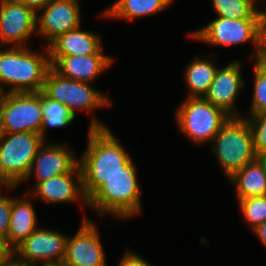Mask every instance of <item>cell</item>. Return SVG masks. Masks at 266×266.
<instances>
[{
    "mask_svg": "<svg viewBox=\"0 0 266 266\" xmlns=\"http://www.w3.org/2000/svg\"><path fill=\"white\" fill-rule=\"evenodd\" d=\"M87 132V148L79 157L82 187L87 200L133 159L113 131L94 115Z\"/></svg>",
    "mask_w": 266,
    "mask_h": 266,
    "instance_id": "obj_1",
    "label": "cell"
},
{
    "mask_svg": "<svg viewBox=\"0 0 266 266\" xmlns=\"http://www.w3.org/2000/svg\"><path fill=\"white\" fill-rule=\"evenodd\" d=\"M50 68L49 50L45 45L42 53L30 46L1 48L0 94L42 91ZM5 86L10 88L6 91Z\"/></svg>",
    "mask_w": 266,
    "mask_h": 266,
    "instance_id": "obj_2",
    "label": "cell"
},
{
    "mask_svg": "<svg viewBox=\"0 0 266 266\" xmlns=\"http://www.w3.org/2000/svg\"><path fill=\"white\" fill-rule=\"evenodd\" d=\"M137 165L132 160L122 172L115 174L88 199L87 208L120 220L136 217L142 211V190L138 183Z\"/></svg>",
    "mask_w": 266,
    "mask_h": 266,
    "instance_id": "obj_3",
    "label": "cell"
},
{
    "mask_svg": "<svg viewBox=\"0 0 266 266\" xmlns=\"http://www.w3.org/2000/svg\"><path fill=\"white\" fill-rule=\"evenodd\" d=\"M189 39L219 47H236L251 43L249 61L256 59L266 40V19H226L215 17L207 25L187 34ZM251 58V59H250Z\"/></svg>",
    "mask_w": 266,
    "mask_h": 266,
    "instance_id": "obj_4",
    "label": "cell"
},
{
    "mask_svg": "<svg viewBox=\"0 0 266 266\" xmlns=\"http://www.w3.org/2000/svg\"><path fill=\"white\" fill-rule=\"evenodd\" d=\"M210 147L227 179L257 158L252 131L243 116L230 117L215 135Z\"/></svg>",
    "mask_w": 266,
    "mask_h": 266,
    "instance_id": "obj_5",
    "label": "cell"
},
{
    "mask_svg": "<svg viewBox=\"0 0 266 266\" xmlns=\"http://www.w3.org/2000/svg\"><path fill=\"white\" fill-rule=\"evenodd\" d=\"M184 99L175 109L174 118L178 131L193 144H210L230 116L205 98Z\"/></svg>",
    "mask_w": 266,
    "mask_h": 266,
    "instance_id": "obj_6",
    "label": "cell"
},
{
    "mask_svg": "<svg viewBox=\"0 0 266 266\" xmlns=\"http://www.w3.org/2000/svg\"><path fill=\"white\" fill-rule=\"evenodd\" d=\"M45 141L33 132L2 133L0 137V185L20 186Z\"/></svg>",
    "mask_w": 266,
    "mask_h": 266,
    "instance_id": "obj_7",
    "label": "cell"
},
{
    "mask_svg": "<svg viewBox=\"0 0 266 266\" xmlns=\"http://www.w3.org/2000/svg\"><path fill=\"white\" fill-rule=\"evenodd\" d=\"M42 91L49 98L64 103L75 117L79 110L90 113L113 104L106 93L96 90L93 84L62 77L52 68L46 74Z\"/></svg>",
    "mask_w": 266,
    "mask_h": 266,
    "instance_id": "obj_8",
    "label": "cell"
},
{
    "mask_svg": "<svg viewBox=\"0 0 266 266\" xmlns=\"http://www.w3.org/2000/svg\"><path fill=\"white\" fill-rule=\"evenodd\" d=\"M0 124L2 133L40 134L42 91L0 94Z\"/></svg>",
    "mask_w": 266,
    "mask_h": 266,
    "instance_id": "obj_9",
    "label": "cell"
},
{
    "mask_svg": "<svg viewBox=\"0 0 266 266\" xmlns=\"http://www.w3.org/2000/svg\"><path fill=\"white\" fill-rule=\"evenodd\" d=\"M67 235L40 225L14 249L26 266H61L65 258Z\"/></svg>",
    "mask_w": 266,
    "mask_h": 266,
    "instance_id": "obj_10",
    "label": "cell"
},
{
    "mask_svg": "<svg viewBox=\"0 0 266 266\" xmlns=\"http://www.w3.org/2000/svg\"><path fill=\"white\" fill-rule=\"evenodd\" d=\"M37 13L18 0H0V47H27L37 34ZM27 44V45H26Z\"/></svg>",
    "mask_w": 266,
    "mask_h": 266,
    "instance_id": "obj_11",
    "label": "cell"
},
{
    "mask_svg": "<svg viewBox=\"0 0 266 266\" xmlns=\"http://www.w3.org/2000/svg\"><path fill=\"white\" fill-rule=\"evenodd\" d=\"M98 227L86 215L76 234L67 235L65 258L61 266H107Z\"/></svg>",
    "mask_w": 266,
    "mask_h": 266,
    "instance_id": "obj_12",
    "label": "cell"
},
{
    "mask_svg": "<svg viewBox=\"0 0 266 266\" xmlns=\"http://www.w3.org/2000/svg\"><path fill=\"white\" fill-rule=\"evenodd\" d=\"M241 60H234L222 67H218L215 77L205 95V99L214 106L222 109L230 117H242L237 112L236 102L243 90L245 80L242 77Z\"/></svg>",
    "mask_w": 266,
    "mask_h": 266,
    "instance_id": "obj_13",
    "label": "cell"
},
{
    "mask_svg": "<svg viewBox=\"0 0 266 266\" xmlns=\"http://www.w3.org/2000/svg\"><path fill=\"white\" fill-rule=\"evenodd\" d=\"M79 0H53L37 12V34L45 37L48 46L59 35L82 24Z\"/></svg>",
    "mask_w": 266,
    "mask_h": 266,
    "instance_id": "obj_14",
    "label": "cell"
},
{
    "mask_svg": "<svg viewBox=\"0 0 266 266\" xmlns=\"http://www.w3.org/2000/svg\"><path fill=\"white\" fill-rule=\"evenodd\" d=\"M31 197L47 204H72L78 202L81 208L88 206L82 187V172L78 165L71 173L61 174L42 182L26 191Z\"/></svg>",
    "mask_w": 266,
    "mask_h": 266,
    "instance_id": "obj_15",
    "label": "cell"
},
{
    "mask_svg": "<svg viewBox=\"0 0 266 266\" xmlns=\"http://www.w3.org/2000/svg\"><path fill=\"white\" fill-rule=\"evenodd\" d=\"M79 165V159L73 149L67 145L47 143L45 141L38 149L29 174L23 182L34 177V187L49 178L71 173Z\"/></svg>",
    "mask_w": 266,
    "mask_h": 266,
    "instance_id": "obj_16",
    "label": "cell"
},
{
    "mask_svg": "<svg viewBox=\"0 0 266 266\" xmlns=\"http://www.w3.org/2000/svg\"><path fill=\"white\" fill-rule=\"evenodd\" d=\"M102 49L84 56H49L51 68L62 77L93 84L114 62V58L104 54Z\"/></svg>",
    "mask_w": 266,
    "mask_h": 266,
    "instance_id": "obj_17",
    "label": "cell"
},
{
    "mask_svg": "<svg viewBox=\"0 0 266 266\" xmlns=\"http://www.w3.org/2000/svg\"><path fill=\"white\" fill-rule=\"evenodd\" d=\"M23 196H13L9 232L6 242L14 250L29 235H31L38 226L37 213L34 208V202L31 195L27 192ZM31 199V200H30Z\"/></svg>",
    "mask_w": 266,
    "mask_h": 266,
    "instance_id": "obj_18",
    "label": "cell"
},
{
    "mask_svg": "<svg viewBox=\"0 0 266 266\" xmlns=\"http://www.w3.org/2000/svg\"><path fill=\"white\" fill-rule=\"evenodd\" d=\"M81 27L54 39L47 46L49 56H84L97 53L102 48L101 36L94 31L82 30Z\"/></svg>",
    "mask_w": 266,
    "mask_h": 266,
    "instance_id": "obj_19",
    "label": "cell"
},
{
    "mask_svg": "<svg viewBox=\"0 0 266 266\" xmlns=\"http://www.w3.org/2000/svg\"><path fill=\"white\" fill-rule=\"evenodd\" d=\"M237 199L266 195V158H256L230 178Z\"/></svg>",
    "mask_w": 266,
    "mask_h": 266,
    "instance_id": "obj_20",
    "label": "cell"
},
{
    "mask_svg": "<svg viewBox=\"0 0 266 266\" xmlns=\"http://www.w3.org/2000/svg\"><path fill=\"white\" fill-rule=\"evenodd\" d=\"M215 56L214 52L204 58L196 55L195 59L187 64L183 74L188 88L186 97H205L219 67L216 66Z\"/></svg>",
    "mask_w": 266,
    "mask_h": 266,
    "instance_id": "obj_21",
    "label": "cell"
},
{
    "mask_svg": "<svg viewBox=\"0 0 266 266\" xmlns=\"http://www.w3.org/2000/svg\"><path fill=\"white\" fill-rule=\"evenodd\" d=\"M175 0H114L102 11V17L133 21L137 18L155 16L167 9Z\"/></svg>",
    "mask_w": 266,
    "mask_h": 266,
    "instance_id": "obj_22",
    "label": "cell"
},
{
    "mask_svg": "<svg viewBox=\"0 0 266 266\" xmlns=\"http://www.w3.org/2000/svg\"><path fill=\"white\" fill-rule=\"evenodd\" d=\"M211 3L216 17L266 19V0H211Z\"/></svg>",
    "mask_w": 266,
    "mask_h": 266,
    "instance_id": "obj_23",
    "label": "cell"
},
{
    "mask_svg": "<svg viewBox=\"0 0 266 266\" xmlns=\"http://www.w3.org/2000/svg\"><path fill=\"white\" fill-rule=\"evenodd\" d=\"M42 117L43 124L40 130V135L44 141L47 129H62L68 127L72 124L76 117L74 114L68 109V107L64 103H60L56 100L49 98L42 91Z\"/></svg>",
    "mask_w": 266,
    "mask_h": 266,
    "instance_id": "obj_24",
    "label": "cell"
},
{
    "mask_svg": "<svg viewBox=\"0 0 266 266\" xmlns=\"http://www.w3.org/2000/svg\"><path fill=\"white\" fill-rule=\"evenodd\" d=\"M240 212L251 230L266 221V195L239 199Z\"/></svg>",
    "mask_w": 266,
    "mask_h": 266,
    "instance_id": "obj_25",
    "label": "cell"
},
{
    "mask_svg": "<svg viewBox=\"0 0 266 266\" xmlns=\"http://www.w3.org/2000/svg\"><path fill=\"white\" fill-rule=\"evenodd\" d=\"M253 76V98L249 108L248 115L266 112V72L263 71L255 62Z\"/></svg>",
    "mask_w": 266,
    "mask_h": 266,
    "instance_id": "obj_26",
    "label": "cell"
},
{
    "mask_svg": "<svg viewBox=\"0 0 266 266\" xmlns=\"http://www.w3.org/2000/svg\"><path fill=\"white\" fill-rule=\"evenodd\" d=\"M253 136V148L257 158H266V112L245 115Z\"/></svg>",
    "mask_w": 266,
    "mask_h": 266,
    "instance_id": "obj_27",
    "label": "cell"
},
{
    "mask_svg": "<svg viewBox=\"0 0 266 266\" xmlns=\"http://www.w3.org/2000/svg\"><path fill=\"white\" fill-rule=\"evenodd\" d=\"M18 186L14 185H0V238L7 239L10 225V215L13 196L4 195L2 189L10 193L13 190H17Z\"/></svg>",
    "mask_w": 266,
    "mask_h": 266,
    "instance_id": "obj_28",
    "label": "cell"
},
{
    "mask_svg": "<svg viewBox=\"0 0 266 266\" xmlns=\"http://www.w3.org/2000/svg\"><path fill=\"white\" fill-rule=\"evenodd\" d=\"M117 266H152L144 256L135 253L130 249L125 250V253L118 259Z\"/></svg>",
    "mask_w": 266,
    "mask_h": 266,
    "instance_id": "obj_29",
    "label": "cell"
},
{
    "mask_svg": "<svg viewBox=\"0 0 266 266\" xmlns=\"http://www.w3.org/2000/svg\"><path fill=\"white\" fill-rule=\"evenodd\" d=\"M14 254V250L8 245L5 239L0 238V264L4 263Z\"/></svg>",
    "mask_w": 266,
    "mask_h": 266,
    "instance_id": "obj_30",
    "label": "cell"
},
{
    "mask_svg": "<svg viewBox=\"0 0 266 266\" xmlns=\"http://www.w3.org/2000/svg\"><path fill=\"white\" fill-rule=\"evenodd\" d=\"M25 6L32 8L36 13L47 6L53 0H18Z\"/></svg>",
    "mask_w": 266,
    "mask_h": 266,
    "instance_id": "obj_31",
    "label": "cell"
},
{
    "mask_svg": "<svg viewBox=\"0 0 266 266\" xmlns=\"http://www.w3.org/2000/svg\"><path fill=\"white\" fill-rule=\"evenodd\" d=\"M253 62H255L263 71L266 72V40L263 42L261 49Z\"/></svg>",
    "mask_w": 266,
    "mask_h": 266,
    "instance_id": "obj_32",
    "label": "cell"
},
{
    "mask_svg": "<svg viewBox=\"0 0 266 266\" xmlns=\"http://www.w3.org/2000/svg\"><path fill=\"white\" fill-rule=\"evenodd\" d=\"M252 232L261 241L262 245L266 247V221L254 228Z\"/></svg>",
    "mask_w": 266,
    "mask_h": 266,
    "instance_id": "obj_33",
    "label": "cell"
},
{
    "mask_svg": "<svg viewBox=\"0 0 266 266\" xmlns=\"http://www.w3.org/2000/svg\"><path fill=\"white\" fill-rule=\"evenodd\" d=\"M0 266H26L22 261H20L14 254L7 259Z\"/></svg>",
    "mask_w": 266,
    "mask_h": 266,
    "instance_id": "obj_34",
    "label": "cell"
}]
</instances>
